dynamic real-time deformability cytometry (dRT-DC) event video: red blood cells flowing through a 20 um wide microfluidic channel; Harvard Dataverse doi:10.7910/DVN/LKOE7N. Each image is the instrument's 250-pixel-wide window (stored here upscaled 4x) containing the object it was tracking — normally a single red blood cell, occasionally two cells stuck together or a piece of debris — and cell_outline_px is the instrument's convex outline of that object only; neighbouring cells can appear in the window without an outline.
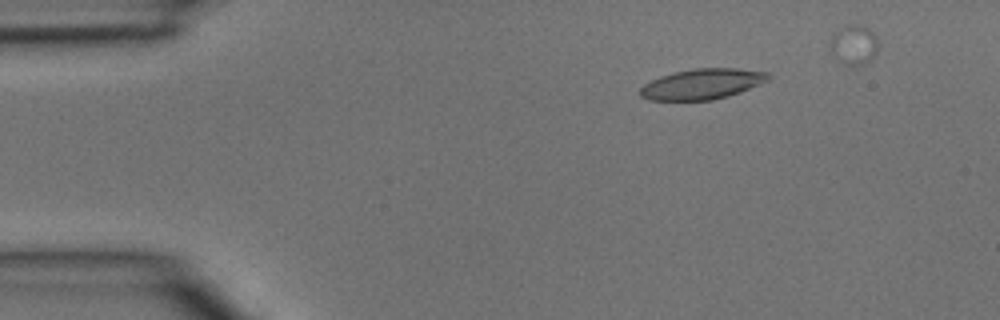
{"species": "common noctule bat (a hibernating species)", "species_latin": "Nyctalus noctula", "temperature_condition": "room temperature", "stored_images_in_passage": 4, "camera_frame_rate_fps": 3000, "um_per_image_px": 0.085, "animal": {"sex": "male", "body_mass_g": 15.6}, "frame": {"image": 1, "passage_image": 2, "time_ms": 0.333, "image_size_px": [1000, 320], "cell_outline_px": [[772, 76], [768, 80], [760, 84], [740, 92], [728, 96], [712, 100], [648, 100], [640, 96], [640, 88], [644, 84], [660, 76], [676, 72], [696, 68], [736, 68], [768, 72]], "centroid_in_image_um": [59.7, 7.14], "position_along_channel_um": 25.3, "area_um2": 22.72}}
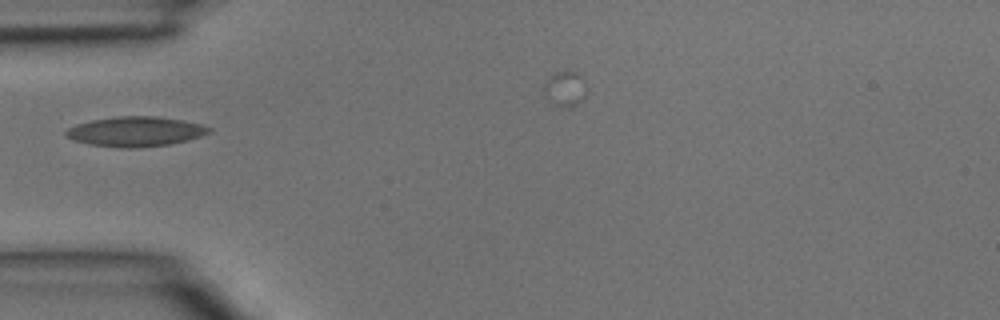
{"frame": {"image": 2, "passage_image": 4, "time_ms": 1.0, "image_size_px": [1000, 320], "cell_outline_px": [[212, 132], [188, 140], [168, 144], [136, 148], [124, 148], [88, 144], [72, 140], [64, 136], [64, 132], [68, 128], [76, 124], [92, 120], [116, 116], [156, 116], [184, 120], [200, 124], [212, 128]], "centroid_in_image_um": [11.5, 11.18], "position_along_channel_um": 73.5, "area_um2": 25.03}}